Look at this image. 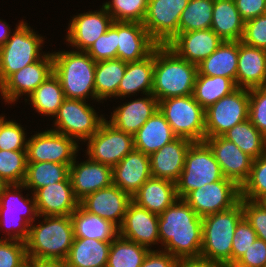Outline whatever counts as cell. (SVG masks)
<instances>
[{
  "instance_id": "obj_1",
  "label": "cell",
  "mask_w": 266,
  "mask_h": 267,
  "mask_svg": "<svg viewBox=\"0 0 266 267\" xmlns=\"http://www.w3.org/2000/svg\"><path fill=\"white\" fill-rule=\"evenodd\" d=\"M158 230L163 251L177 259L200 257L202 217L183 199L178 198L159 214Z\"/></svg>"
},
{
  "instance_id": "obj_2",
  "label": "cell",
  "mask_w": 266,
  "mask_h": 267,
  "mask_svg": "<svg viewBox=\"0 0 266 267\" xmlns=\"http://www.w3.org/2000/svg\"><path fill=\"white\" fill-rule=\"evenodd\" d=\"M197 65L178 57L166 45L154 49L152 94L159 101L193 95Z\"/></svg>"
},
{
  "instance_id": "obj_3",
  "label": "cell",
  "mask_w": 266,
  "mask_h": 267,
  "mask_svg": "<svg viewBox=\"0 0 266 267\" xmlns=\"http://www.w3.org/2000/svg\"><path fill=\"white\" fill-rule=\"evenodd\" d=\"M44 221L30 225L26 243L30 260H66L74 240L69 216H42Z\"/></svg>"
},
{
  "instance_id": "obj_4",
  "label": "cell",
  "mask_w": 266,
  "mask_h": 267,
  "mask_svg": "<svg viewBox=\"0 0 266 267\" xmlns=\"http://www.w3.org/2000/svg\"><path fill=\"white\" fill-rule=\"evenodd\" d=\"M53 73L59 78L64 96L68 99L85 100L89 95L96 99V62L85 51L53 52Z\"/></svg>"
},
{
  "instance_id": "obj_5",
  "label": "cell",
  "mask_w": 266,
  "mask_h": 267,
  "mask_svg": "<svg viewBox=\"0 0 266 267\" xmlns=\"http://www.w3.org/2000/svg\"><path fill=\"white\" fill-rule=\"evenodd\" d=\"M243 218L240 201L228 210L203 217L200 257L231 267L233 235Z\"/></svg>"
},
{
  "instance_id": "obj_6",
  "label": "cell",
  "mask_w": 266,
  "mask_h": 267,
  "mask_svg": "<svg viewBox=\"0 0 266 267\" xmlns=\"http://www.w3.org/2000/svg\"><path fill=\"white\" fill-rule=\"evenodd\" d=\"M22 188L25 189L23 184H10L1 187L0 227L3 225V228L4 226L7 228L6 233H8L9 237L4 239L26 242L29 236L30 225L35 222L36 217H39V215L34 196L32 195L30 199L27 194V199L23 198L19 191ZM24 212L25 215L22 214Z\"/></svg>"
},
{
  "instance_id": "obj_7",
  "label": "cell",
  "mask_w": 266,
  "mask_h": 267,
  "mask_svg": "<svg viewBox=\"0 0 266 267\" xmlns=\"http://www.w3.org/2000/svg\"><path fill=\"white\" fill-rule=\"evenodd\" d=\"M8 41L0 48V86L15 72L44 57L43 38L24 21L19 22Z\"/></svg>"
},
{
  "instance_id": "obj_8",
  "label": "cell",
  "mask_w": 266,
  "mask_h": 267,
  "mask_svg": "<svg viewBox=\"0 0 266 267\" xmlns=\"http://www.w3.org/2000/svg\"><path fill=\"white\" fill-rule=\"evenodd\" d=\"M158 109L177 137L193 142L205 139V109L193 95L172 97L158 102Z\"/></svg>"
},
{
  "instance_id": "obj_9",
  "label": "cell",
  "mask_w": 266,
  "mask_h": 267,
  "mask_svg": "<svg viewBox=\"0 0 266 267\" xmlns=\"http://www.w3.org/2000/svg\"><path fill=\"white\" fill-rule=\"evenodd\" d=\"M225 178L219 163L209 146L203 142H193L185 156L180 178L176 182L177 195L183 199L189 192L207 183Z\"/></svg>"
},
{
  "instance_id": "obj_10",
  "label": "cell",
  "mask_w": 266,
  "mask_h": 267,
  "mask_svg": "<svg viewBox=\"0 0 266 267\" xmlns=\"http://www.w3.org/2000/svg\"><path fill=\"white\" fill-rule=\"evenodd\" d=\"M87 101L65 98L57 113L54 115L56 132L64 134L75 141H87L99 129L105 120L103 115L99 117L94 108Z\"/></svg>"
},
{
  "instance_id": "obj_11",
  "label": "cell",
  "mask_w": 266,
  "mask_h": 267,
  "mask_svg": "<svg viewBox=\"0 0 266 267\" xmlns=\"http://www.w3.org/2000/svg\"><path fill=\"white\" fill-rule=\"evenodd\" d=\"M249 89L237 88L205 109V137L222 136L248 119Z\"/></svg>"
},
{
  "instance_id": "obj_12",
  "label": "cell",
  "mask_w": 266,
  "mask_h": 267,
  "mask_svg": "<svg viewBox=\"0 0 266 267\" xmlns=\"http://www.w3.org/2000/svg\"><path fill=\"white\" fill-rule=\"evenodd\" d=\"M87 143L89 159L112 168L134 149L133 135L118 130L106 119Z\"/></svg>"
},
{
  "instance_id": "obj_13",
  "label": "cell",
  "mask_w": 266,
  "mask_h": 267,
  "mask_svg": "<svg viewBox=\"0 0 266 267\" xmlns=\"http://www.w3.org/2000/svg\"><path fill=\"white\" fill-rule=\"evenodd\" d=\"M183 200L203 218L235 206L240 200V187L223 178L189 192Z\"/></svg>"
},
{
  "instance_id": "obj_14",
  "label": "cell",
  "mask_w": 266,
  "mask_h": 267,
  "mask_svg": "<svg viewBox=\"0 0 266 267\" xmlns=\"http://www.w3.org/2000/svg\"><path fill=\"white\" fill-rule=\"evenodd\" d=\"M189 0H149L142 22L158 45H167L178 35L181 13Z\"/></svg>"
},
{
  "instance_id": "obj_15",
  "label": "cell",
  "mask_w": 266,
  "mask_h": 267,
  "mask_svg": "<svg viewBox=\"0 0 266 267\" xmlns=\"http://www.w3.org/2000/svg\"><path fill=\"white\" fill-rule=\"evenodd\" d=\"M77 142L52 129L36 133L27 140V162H55L71 165L77 157Z\"/></svg>"
},
{
  "instance_id": "obj_16",
  "label": "cell",
  "mask_w": 266,
  "mask_h": 267,
  "mask_svg": "<svg viewBox=\"0 0 266 267\" xmlns=\"http://www.w3.org/2000/svg\"><path fill=\"white\" fill-rule=\"evenodd\" d=\"M52 73L53 55L45 53L42 59L12 74L0 86V94L8 104L14 103L22 95L29 96Z\"/></svg>"
},
{
  "instance_id": "obj_17",
  "label": "cell",
  "mask_w": 266,
  "mask_h": 267,
  "mask_svg": "<svg viewBox=\"0 0 266 267\" xmlns=\"http://www.w3.org/2000/svg\"><path fill=\"white\" fill-rule=\"evenodd\" d=\"M204 142L211 149L224 177L241 187L249 177L253 158L223 136L205 137Z\"/></svg>"
},
{
  "instance_id": "obj_18",
  "label": "cell",
  "mask_w": 266,
  "mask_h": 267,
  "mask_svg": "<svg viewBox=\"0 0 266 267\" xmlns=\"http://www.w3.org/2000/svg\"><path fill=\"white\" fill-rule=\"evenodd\" d=\"M113 22V18L103 5L99 11L78 14L69 23L66 41L77 51L86 52L102 34L108 31Z\"/></svg>"
},
{
  "instance_id": "obj_19",
  "label": "cell",
  "mask_w": 266,
  "mask_h": 267,
  "mask_svg": "<svg viewBox=\"0 0 266 267\" xmlns=\"http://www.w3.org/2000/svg\"><path fill=\"white\" fill-rule=\"evenodd\" d=\"M158 221V214L131 201L119 227V235L149 248L152 244L160 243Z\"/></svg>"
},
{
  "instance_id": "obj_20",
  "label": "cell",
  "mask_w": 266,
  "mask_h": 267,
  "mask_svg": "<svg viewBox=\"0 0 266 267\" xmlns=\"http://www.w3.org/2000/svg\"><path fill=\"white\" fill-rule=\"evenodd\" d=\"M132 197L116 185L90 193L79 204L88 212L111 221L118 228L123 222Z\"/></svg>"
},
{
  "instance_id": "obj_21",
  "label": "cell",
  "mask_w": 266,
  "mask_h": 267,
  "mask_svg": "<svg viewBox=\"0 0 266 267\" xmlns=\"http://www.w3.org/2000/svg\"><path fill=\"white\" fill-rule=\"evenodd\" d=\"M223 42L212 30L179 33L166 46L178 57L198 65L209 57Z\"/></svg>"
},
{
  "instance_id": "obj_22",
  "label": "cell",
  "mask_w": 266,
  "mask_h": 267,
  "mask_svg": "<svg viewBox=\"0 0 266 267\" xmlns=\"http://www.w3.org/2000/svg\"><path fill=\"white\" fill-rule=\"evenodd\" d=\"M69 177L75 198L79 202L90 193L113 184L112 167L89 158L80 164L75 158L69 167Z\"/></svg>"
},
{
  "instance_id": "obj_23",
  "label": "cell",
  "mask_w": 266,
  "mask_h": 267,
  "mask_svg": "<svg viewBox=\"0 0 266 267\" xmlns=\"http://www.w3.org/2000/svg\"><path fill=\"white\" fill-rule=\"evenodd\" d=\"M33 196L39 217L69 216L79 206L69 176L62 182L37 189Z\"/></svg>"
},
{
  "instance_id": "obj_24",
  "label": "cell",
  "mask_w": 266,
  "mask_h": 267,
  "mask_svg": "<svg viewBox=\"0 0 266 267\" xmlns=\"http://www.w3.org/2000/svg\"><path fill=\"white\" fill-rule=\"evenodd\" d=\"M117 45V59L125 62L140 61L158 46L142 23L118 21Z\"/></svg>"
},
{
  "instance_id": "obj_25",
  "label": "cell",
  "mask_w": 266,
  "mask_h": 267,
  "mask_svg": "<svg viewBox=\"0 0 266 267\" xmlns=\"http://www.w3.org/2000/svg\"><path fill=\"white\" fill-rule=\"evenodd\" d=\"M113 185L131 197L151 175L150 156L133 149L112 168Z\"/></svg>"
},
{
  "instance_id": "obj_26",
  "label": "cell",
  "mask_w": 266,
  "mask_h": 267,
  "mask_svg": "<svg viewBox=\"0 0 266 267\" xmlns=\"http://www.w3.org/2000/svg\"><path fill=\"white\" fill-rule=\"evenodd\" d=\"M193 141L177 137L150 155L151 175L154 178L170 180L174 183L180 178L185 156Z\"/></svg>"
},
{
  "instance_id": "obj_27",
  "label": "cell",
  "mask_w": 266,
  "mask_h": 267,
  "mask_svg": "<svg viewBox=\"0 0 266 267\" xmlns=\"http://www.w3.org/2000/svg\"><path fill=\"white\" fill-rule=\"evenodd\" d=\"M237 88L266 86V50L238 41Z\"/></svg>"
},
{
  "instance_id": "obj_28",
  "label": "cell",
  "mask_w": 266,
  "mask_h": 267,
  "mask_svg": "<svg viewBox=\"0 0 266 267\" xmlns=\"http://www.w3.org/2000/svg\"><path fill=\"white\" fill-rule=\"evenodd\" d=\"M158 110V100L151 94L128 103H123L113 111L108 121L118 130L134 135Z\"/></svg>"
},
{
  "instance_id": "obj_29",
  "label": "cell",
  "mask_w": 266,
  "mask_h": 267,
  "mask_svg": "<svg viewBox=\"0 0 266 267\" xmlns=\"http://www.w3.org/2000/svg\"><path fill=\"white\" fill-rule=\"evenodd\" d=\"M178 199L176 183L160 178H149L132 196V201L148 211L161 214Z\"/></svg>"
},
{
  "instance_id": "obj_30",
  "label": "cell",
  "mask_w": 266,
  "mask_h": 267,
  "mask_svg": "<svg viewBox=\"0 0 266 267\" xmlns=\"http://www.w3.org/2000/svg\"><path fill=\"white\" fill-rule=\"evenodd\" d=\"M176 138L171 126L158 109L133 135L134 149L150 156Z\"/></svg>"
},
{
  "instance_id": "obj_31",
  "label": "cell",
  "mask_w": 266,
  "mask_h": 267,
  "mask_svg": "<svg viewBox=\"0 0 266 267\" xmlns=\"http://www.w3.org/2000/svg\"><path fill=\"white\" fill-rule=\"evenodd\" d=\"M70 217L74 238H92L112 242L119 235V228L115 224L86 211L80 204Z\"/></svg>"
},
{
  "instance_id": "obj_32",
  "label": "cell",
  "mask_w": 266,
  "mask_h": 267,
  "mask_svg": "<svg viewBox=\"0 0 266 267\" xmlns=\"http://www.w3.org/2000/svg\"><path fill=\"white\" fill-rule=\"evenodd\" d=\"M244 26L234 0H214L211 29L223 41H241Z\"/></svg>"
},
{
  "instance_id": "obj_33",
  "label": "cell",
  "mask_w": 266,
  "mask_h": 267,
  "mask_svg": "<svg viewBox=\"0 0 266 267\" xmlns=\"http://www.w3.org/2000/svg\"><path fill=\"white\" fill-rule=\"evenodd\" d=\"M238 41H223L206 59L197 65V74L230 78L236 84Z\"/></svg>"
},
{
  "instance_id": "obj_34",
  "label": "cell",
  "mask_w": 266,
  "mask_h": 267,
  "mask_svg": "<svg viewBox=\"0 0 266 267\" xmlns=\"http://www.w3.org/2000/svg\"><path fill=\"white\" fill-rule=\"evenodd\" d=\"M111 242L74 238L66 258L68 267H106Z\"/></svg>"
},
{
  "instance_id": "obj_35",
  "label": "cell",
  "mask_w": 266,
  "mask_h": 267,
  "mask_svg": "<svg viewBox=\"0 0 266 267\" xmlns=\"http://www.w3.org/2000/svg\"><path fill=\"white\" fill-rule=\"evenodd\" d=\"M154 51L140 61L127 62L124 77L118 87V97L142 91L151 94L153 89Z\"/></svg>"
},
{
  "instance_id": "obj_36",
  "label": "cell",
  "mask_w": 266,
  "mask_h": 267,
  "mask_svg": "<svg viewBox=\"0 0 266 267\" xmlns=\"http://www.w3.org/2000/svg\"><path fill=\"white\" fill-rule=\"evenodd\" d=\"M127 62L121 59H109L96 62L95 93L97 101L108 97H118V87L124 77Z\"/></svg>"
},
{
  "instance_id": "obj_37",
  "label": "cell",
  "mask_w": 266,
  "mask_h": 267,
  "mask_svg": "<svg viewBox=\"0 0 266 267\" xmlns=\"http://www.w3.org/2000/svg\"><path fill=\"white\" fill-rule=\"evenodd\" d=\"M236 89V84L230 78L197 74L193 97L204 109H207Z\"/></svg>"
},
{
  "instance_id": "obj_38",
  "label": "cell",
  "mask_w": 266,
  "mask_h": 267,
  "mask_svg": "<svg viewBox=\"0 0 266 267\" xmlns=\"http://www.w3.org/2000/svg\"><path fill=\"white\" fill-rule=\"evenodd\" d=\"M70 165L55 162H28L24 188L31 189L32 194L40 188L64 181L69 176Z\"/></svg>"
},
{
  "instance_id": "obj_39",
  "label": "cell",
  "mask_w": 266,
  "mask_h": 267,
  "mask_svg": "<svg viewBox=\"0 0 266 267\" xmlns=\"http://www.w3.org/2000/svg\"><path fill=\"white\" fill-rule=\"evenodd\" d=\"M28 97L37 112L52 117L65 99L60 80L54 73L50 74Z\"/></svg>"
},
{
  "instance_id": "obj_40",
  "label": "cell",
  "mask_w": 266,
  "mask_h": 267,
  "mask_svg": "<svg viewBox=\"0 0 266 267\" xmlns=\"http://www.w3.org/2000/svg\"><path fill=\"white\" fill-rule=\"evenodd\" d=\"M235 143L244 153L253 159L266 154V137L249 119L235 125L222 135Z\"/></svg>"
},
{
  "instance_id": "obj_41",
  "label": "cell",
  "mask_w": 266,
  "mask_h": 267,
  "mask_svg": "<svg viewBox=\"0 0 266 267\" xmlns=\"http://www.w3.org/2000/svg\"><path fill=\"white\" fill-rule=\"evenodd\" d=\"M151 250L118 235L112 242L106 267H140Z\"/></svg>"
},
{
  "instance_id": "obj_42",
  "label": "cell",
  "mask_w": 266,
  "mask_h": 267,
  "mask_svg": "<svg viewBox=\"0 0 266 267\" xmlns=\"http://www.w3.org/2000/svg\"><path fill=\"white\" fill-rule=\"evenodd\" d=\"M214 0H189L181 13L178 34L211 29Z\"/></svg>"
},
{
  "instance_id": "obj_43",
  "label": "cell",
  "mask_w": 266,
  "mask_h": 267,
  "mask_svg": "<svg viewBox=\"0 0 266 267\" xmlns=\"http://www.w3.org/2000/svg\"><path fill=\"white\" fill-rule=\"evenodd\" d=\"M27 164L26 150H0V181L3 185L23 184Z\"/></svg>"
},
{
  "instance_id": "obj_44",
  "label": "cell",
  "mask_w": 266,
  "mask_h": 267,
  "mask_svg": "<svg viewBox=\"0 0 266 267\" xmlns=\"http://www.w3.org/2000/svg\"><path fill=\"white\" fill-rule=\"evenodd\" d=\"M149 0H112L103 4L114 21L142 23Z\"/></svg>"
},
{
  "instance_id": "obj_45",
  "label": "cell",
  "mask_w": 266,
  "mask_h": 267,
  "mask_svg": "<svg viewBox=\"0 0 266 267\" xmlns=\"http://www.w3.org/2000/svg\"><path fill=\"white\" fill-rule=\"evenodd\" d=\"M266 194V154L253 159L248 179L240 187V197L258 201Z\"/></svg>"
},
{
  "instance_id": "obj_46",
  "label": "cell",
  "mask_w": 266,
  "mask_h": 267,
  "mask_svg": "<svg viewBox=\"0 0 266 267\" xmlns=\"http://www.w3.org/2000/svg\"><path fill=\"white\" fill-rule=\"evenodd\" d=\"M117 21H114L107 32L102 34L86 51L95 62L117 59Z\"/></svg>"
},
{
  "instance_id": "obj_47",
  "label": "cell",
  "mask_w": 266,
  "mask_h": 267,
  "mask_svg": "<svg viewBox=\"0 0 266 267\" xmlns=\"http://www.w3.org/2000/svg\"><path fill=\"white\" fill-rule=\"evenodd\" d=\"M248 119L266 137V86L249 89Z\"/></svg>"
},
{
  "instance_id": "obj_48",
  "label": "cell",
  "mask_w": 266,
  "mask_h": 267,
  "mask_svg": "<svg viewBox=\"0 0 266 267\" xmlns=\"http://www.w3.org/2000/svg\"><path fill=\"white\" fill-rule=\"evenodd\" d=\"M27 260L25 242L0 238V267H20Z\"/></svg>"
},
{
  "instance_id": "obj_49",
  "label": "cell",
  "mask_w": 266,
  "mask_h": 267,
  "mask_svg": "<svg viewBox=\"0 0 266 267\" xmlns=\"http://www.w3.org/2000/svg\"><path fill=\"white\" fill-rule=\"evenodd\" d=\"M257 234L251 224L244 217L238 224L233 235L231 267L241 258L246 250L257 239Z\"/></svg>"
},
{
  "instance_id": "obj_50",
  "label": "cell",
  "mask_w": 266,
  "mask_h": 267,
  "mask_svg": "<svg viewBox=\"0 0 266 267\" xmlns=\"http://www.w3.org/2000/svg\"><path fill=\"white\" fill-rule=\"evenodd\" d=\"M25 134L20 124L13 120L7 121L2 126L0 134V150H26L27 138H25Z\"/></svg>"
},
{
  "instance_id": "obj_51",
  "label": "cell",
  "mask_w": 266,
  "mask_h": 267,
  "mask_svg": "<svg viewBox=\"0 0 266 267\" xmlns=\"http://www.w3.org/2000/svg\"><path fill=\"white\" fill-rule=\"evenodd\" d=\"M241 42L251 47L266 50V13L245 21Z\"/></svg>"
},
{
  "instance_id": "obj_52",
  "label": "cell",
  "mask_w": 266,
  "mask_h": 267,
  "mask_svg": "<svg viewBox=\"0 0 266 267\" xmlns=\"http://www.w3.org/2000/svg\"><path fill=\"white\" fill-rule=\"evenodd\" d=\"M244 217L251 224L257 237L266 242V209L257 201H252L240 197Z\"/></svg>"
},
{
  "instance_id": "obj_53",
  "label": "cell",
  "mask_w": 266,
  "mask_h": 267,
  "mask_svg": "<svg viewBox=\"0 0 266 267\" xmlns=\"http://www.w3.org/2000/svg\"><path fill=\"white\" fill-rule=\"evenodd\" d=\"M266 264V242L257 238L232 267H264Z\"/></svg>"
},
{
  "instance_id": "obj_54",
  "label": "cell",
  "mask_w": 266,
  "mask_h": 267,
  "mask_svg": "<svg viewBox=\"0 0 266 267\" xmlns=\"http://www.w3.org/2000/svg\"><path fill=\"white\" fill-rule=\"evenodd\" d=\"M236 8L244 21L266 13V0H234Z\"/></svg>"
},
{
  "instance_id": "obj_55",
  "label": "cell",
  "mask_w": 266,
  "mask_h": 267,
  "mask_svg": "<svg viewBox=\"0 0 266 267\" xmlns=\"http://www.w3.org/2000/svg\"><path fill=\"white\" fill-rule=\"evenodd\" d=\"M178 260L163 250H150L140 267H177Z\"/></svg>"
},
{
  "instance_id": "obj_56",
  "label": "cell",
  "mask_w": 266,
  "mask_h": 267,
  "mask_svg": "<svg viewBox=\"0 0 266 267\" xmlns=\"http://www.w3.org/2000/svg\"><path fill=\"white\" fill-rule=\"evenodd\" d=\"M177 267H227L224 264L212 262L204 258H183L179 259Z\"/></svg>"
},
{
  "instance_id": "obj_57",
  "label": "cell",
  "mask_w": 266,
  "mask_h": 267,
  "mask_svg": "<svg viewBox=\"0 0 266 267\" xmlns=\"http://www.w3.org/2000/svg\"><path fill=\"white\" fill-rule=\"evenodd\" d=\"M34 267H68L66 260H34Z\"/></svg>"
},
{
  "instance_id": "obj_58",
  "label": "cell",
  "mask_w": 266,
  "mask_h": 267,
  "mask_svg": "<svg viewBox=\"0 0 266 267\" xmlns=\"http://www.w3.org/2000/svg\"><path fill=\"white\" fill-rule=\"evenodd\" d=\"M11 36L10 27L0 19V48L8 41Z\"/></svg>"
},
{
  "instance_id": "obj_59",
  "label": "cell",
  "mask_w": 266,
  "mask_h": 267,
  "mask_svg": "<svg viewBox=\"0 0 266 267\" xmlns=\"http://www.w3.org/2000/svg\"><path fill=\"white\" fill-rule=\"evenodd\" d=\"M257 202L266 209V194L263 195Z\"/></svg>"
},
{
  "instance_id": "obj_60",
  "label": "cell",
  "mask_w": 266,
  "mask_h": 267,
  "mask_svg": "<svg viewBox=\"0 0 266 267\" xmlns=\"http://www.w3.org/2000/svg\"><path fill=\"white\" fill-rule=\"evenodd\" d=\"M20 267H34V261L28 259L23 265H21Z\"/></svg>"
},
{
  "instance_id": "obj_61",
  "label": "cell",
  "mask_w": 266,
  "mask_h": 267,
  "mask_svg": "<svg viewBox=\"0 0 266 267\" xmlns=\"http://www.w3.org/2000/svg\"><path fill=\"white\" fill-rule=\"evenodd\" d=\"M7 121L5 120L4 116H0V134L2 131V126L6 123Z\"/></svg>"
},
{
  "instance_id": "obj_62",
  "label": "cell",
  "mask_w": 266,
  "mask_h": 267,
  "mask_svg": "<svg viewBox=\"0 0 266 267\" xmlns=\"http://www.w3.org/2000/svg\"><path fill=\"white\" fill-rule=\"evenodd\" d=\"M3 186V183L0 181V190H1V187Z\"/></svg>"
}]
</instances>
